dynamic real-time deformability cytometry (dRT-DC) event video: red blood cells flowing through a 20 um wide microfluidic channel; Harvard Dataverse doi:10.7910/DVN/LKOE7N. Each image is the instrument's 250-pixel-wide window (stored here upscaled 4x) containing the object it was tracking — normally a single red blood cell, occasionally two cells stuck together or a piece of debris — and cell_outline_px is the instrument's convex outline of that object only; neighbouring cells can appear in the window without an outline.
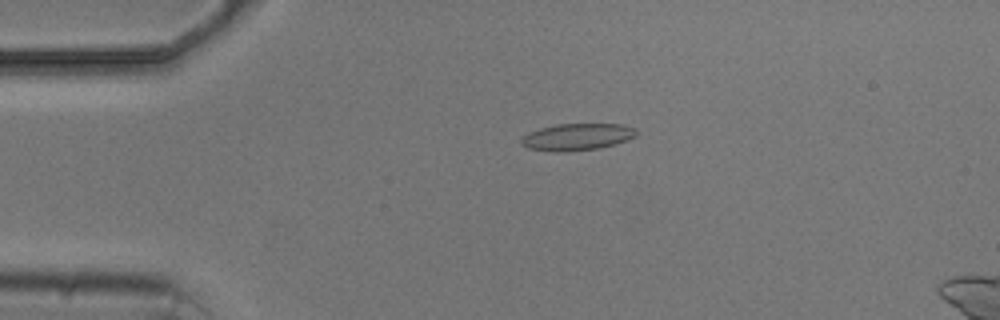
{"species": "common noctule bat (a hibernating species)", "species_latin": "Nyctalus noctula", "temperature_condition": "cold", "stored_images_in_passage": 1, "camera_frame_rate_fps": 3000, "um_per_image_px": 0.085, "animal": {"sex": "male", "body_mass_g": 20.5, "forearm_length_mm": 52.5}, "frame": {"image": 1, "passage_image": 1, "time_ms": 0.0, "image_size_px": [1000, 320], "cell_outline_px": [[640, 132], [636, 136], [616, 144], [600, 148], [564, 152], [552, 152], [528, 148], [520, 144], [520, 140], [524, 136], [540, 128], [556, 124], [620, 124], [636, 128]], "centroid_in_image_um": [49.08, 11.64], "position_along_channel_um": 35.9, "area_um2": 18.15}}